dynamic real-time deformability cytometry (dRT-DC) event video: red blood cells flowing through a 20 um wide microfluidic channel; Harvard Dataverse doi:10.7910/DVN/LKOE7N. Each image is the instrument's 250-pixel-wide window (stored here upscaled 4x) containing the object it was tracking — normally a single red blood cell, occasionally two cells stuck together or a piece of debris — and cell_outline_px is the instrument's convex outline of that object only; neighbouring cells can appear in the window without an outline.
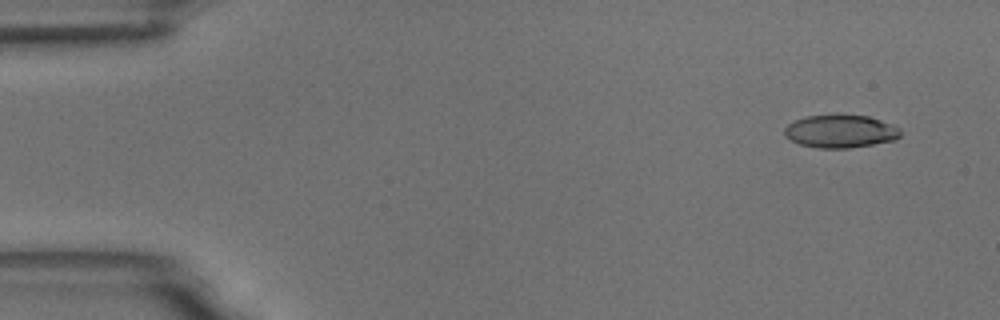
{"species": "common noctule bat (a hibernating species)", "species_latin": "Nyctalus noctula", "temperature_condition": "room temperature", "stored_images_in_passage": 5, "camera_frame_rate_fps": 3000, "um_per_image_px": 0.085, "animal": {"sex": "male", "body_mass_g": 18.8}, "frame": {"image": 1, "passage_image": 2, "time_ms": 1.0, "image_size_px": [1000, 320], "cell_outline_px": [[900, 136], [896, 140], [848, 148], [816, 148], [800, 144], [784, 136], [784, 128], [788, 124], [804, 116], [868, 116], [892, 124], [900, 128]], "centroid_in_image_um": [71.44, 11.18], "position_along_channel_um": 13.6, "area_um2": 21.96}}